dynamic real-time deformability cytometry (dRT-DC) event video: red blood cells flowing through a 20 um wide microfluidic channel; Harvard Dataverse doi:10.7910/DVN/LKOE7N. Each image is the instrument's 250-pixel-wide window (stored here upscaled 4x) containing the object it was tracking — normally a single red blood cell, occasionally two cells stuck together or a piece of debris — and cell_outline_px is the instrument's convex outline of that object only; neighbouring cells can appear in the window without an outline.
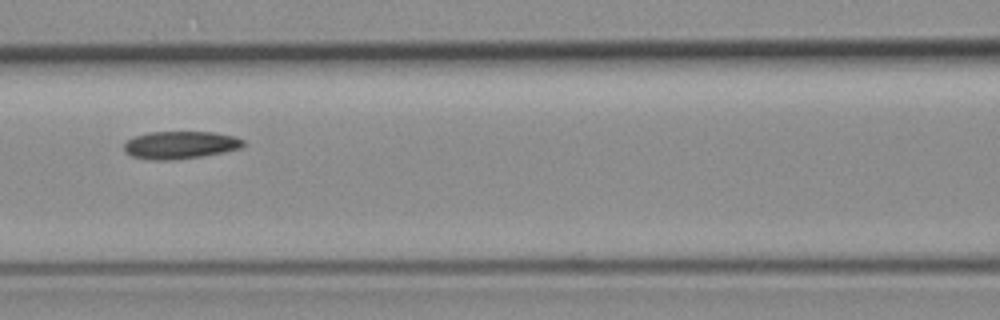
{"species": "common noctule bat (a hibernating species)", "species_latin": "Nyctalus noctula", "temperature_condition": "room temperature", "stored_images_in_passage": 9, "camera_frame_rate_fps": 3000, "um_per_image_px": 0.085, "animal": {"sex": "female", "body_mass_g": 19.3, "forearm_length_mm": 54.1}, "frame": {"image": 1, "passage_image": 6, "time_ms": 6.667, "image_size_px": [1000, 320], "cell_outline_px": [[244, 144], [240, 148], [224, 152], [200, 156], [172, 160], [148, 160], [132, 156], [124, 152], [124, 144], [132, 136], [148, 132], [212, 132], [236, 136], [244, 140]], "centroid_in_image_um": [15.29, 12.32], "position_along_channel_um": 151.3, "area_um2": 19.31}}
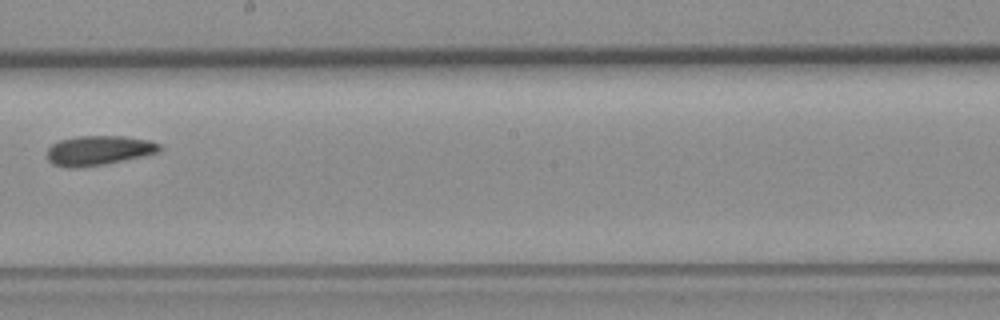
{"frame": {"image": 2, "passage_image": 8, "time_ms": 9.0, "image_size_px": [1000, 320], "cell_outline_px": [[160, 152], [144, 156], [104, 164], [80, 168], [68, 168], [52, 164], [48, 160], [48, 148], [52, 144], [60, 140], [76, 136], [124, 136], [148, 140], [160, 144]], "centroid_in_image_um": [8.37, 12.79], "position_along_channel_um": 239.8, "area_um2": 19.48}}
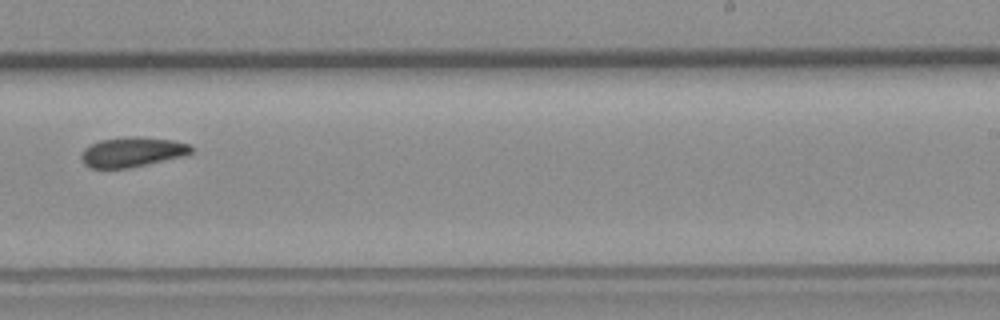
{"frame": {"image": 3, "passage_image": 9, "time_ms": 10.0, "image_size_px": [1000, 320], "cell_outline_px": [[192, 152], [184, 156], [128, 168], [88, 168], [84, 164], [80, 156], [84, 148], [100, 140], [136, 136], [172, 140], [192, 144]], "centroid_in_image_um": [11.24, 12.92], "position_along_channel_um": 277.8, "area_um2": 19.07}}